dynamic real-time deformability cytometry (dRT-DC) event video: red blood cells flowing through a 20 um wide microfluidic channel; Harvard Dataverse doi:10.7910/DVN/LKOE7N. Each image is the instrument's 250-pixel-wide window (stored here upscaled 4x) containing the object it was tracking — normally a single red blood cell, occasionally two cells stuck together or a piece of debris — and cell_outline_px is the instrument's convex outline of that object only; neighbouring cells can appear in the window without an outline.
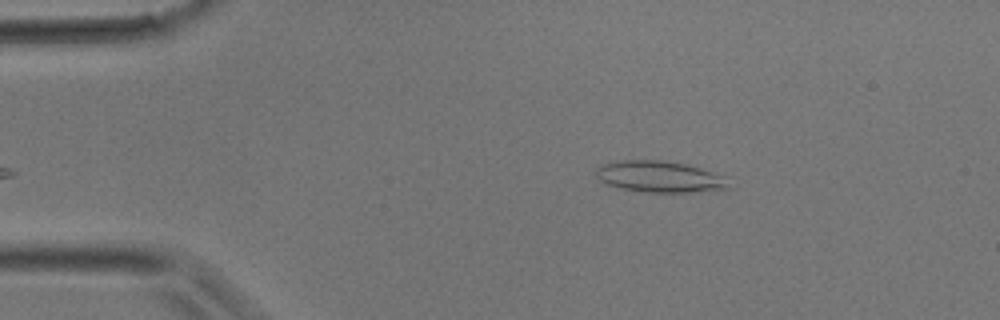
{"species": "common noctule bat (a hibernating species)", "species_latin": "Nyctalus noctula", "temperature_condition": "room temperature", "stored_images_in_passage": 34, "camera_frame_rate_fps": 3000, "um_per_image_px": 0.085, "animal": {"sex": "male", "body_mass_g": 17.9}, "frame": {"image": 1, "passage_image": 2, "time_ms": 0.333, "image_size_px": [1000, 320], "cell_outline_px": [[732, 188], [688, 192], [644, 192], [620, 188], [608, 184], [600, 180], [596, 176], [596, 168], [604, 164], [620, 160], [664, 160], [684, 164], [700, 168], [724, 176]], "centroid_in_image_um": [56.06, 15.02], "position_along_channel_um": 28.9, "area_um2": 24.04}}
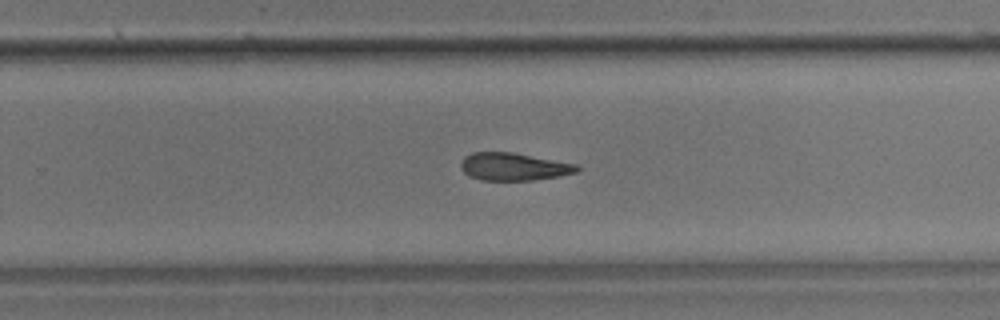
{"frame": {"image": 2, "passage_image": 20, "time_ms": 6.333, "image_size_px": [1000, 320], "cell_outline_px": [[580, 168], [576, 172], [560, 176], [532, 180], [480, 180], [468, 176], [460, 168], [460, 164], [464, 156], [472, 152], [512, 152], [576, 164]], "centroid_in_image_um": [43.62, 14.17], "position_along_channel_um": 286.2, "area_um2": 18.73}}
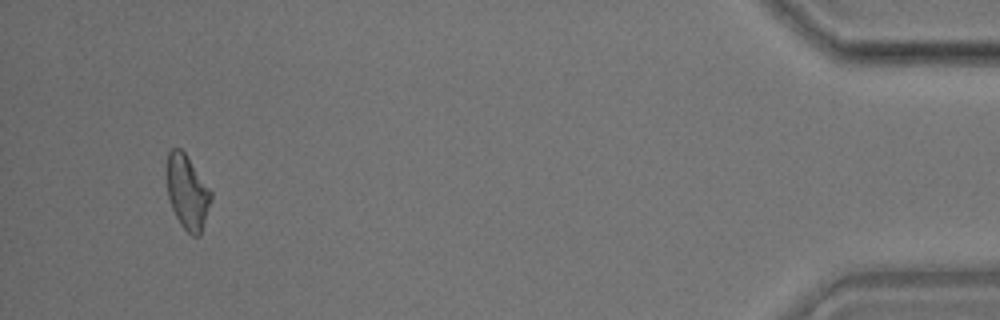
{"frame": {"image": 3, "passage_image": 32, "time_ms": 10.333, "image_size_px": [1000, 320], "cell_outline_px": [[212, 200], [200, 236], [192, 236], [180, 224], [172, 208], [168, 196], [168, 152], [172, 148], [180, 148], [184, 152], [212, 192]], "centroid_in_image_um": [15.95, 16.37], "position_along_channel_um": 419.3, "area_um2": 18.79}}